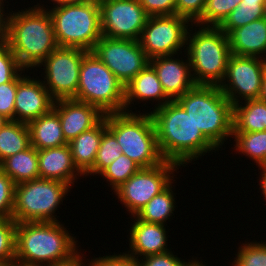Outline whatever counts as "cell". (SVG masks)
I'll return each mask as SVG.
<instances>
[{
  "label": "cell",
  "mask_w": 266,
  "mask_h": 266,
  "mask_svg": "<svg viewBox=\"0 0 266 266\" xmlns=\"http://www.w3.org/2000/svg\"><path fill=\"white\" fill-rule=\"evenodd\" d=\"M245 2H266V0H242Z\"/></svg>",
  "instance_id": "51"
},
{
  "label": "cell",
  "mask_w": 266,
  "mask_h": 266,
  "mask_svg": "<svg viewBox=\"0 0 266 266\" xmlns=\"http://www.w3.org/2000/svg\"><path fill=\"white\" fill-rule=\"evenodd\" d=\"M191 28L193 24L178 15L149 16L139 42L150 59L178 53L180 55L186 47L187 32Z\"/></svg>",
  "instance_id": "13"
},
{
  "label": "cell",
  "mask_w": 266,
  "mask_h": 266,
  "mask_svg": "<svg viewBox=\"0 0 266 266\" xmlns=\"http://www.w3.org/2000/svg\"><path fill=\"white\" fill-rule=\"evenodd\" d=\"M140 169L138 164L123 154L104 169L99 176L101 175L106 182L108 181L110 183L108 186L110 185L111 189L115 191Z\"/></svg>",
  "instance_id": "33"
},
{
  "label": "cell",
  "mask_w": 266,
  "mask_h": 266,
  "mask_svg": "<svg viewBox=\"0 0 266 266\" xmlns=\"http://www.w3.org/2000/svg\"><path fill=\"white\" fill-rule=\"evenodd\" d=\"M259 99L266 102V72L263 76L262 79V84H261V91H260V95H259Z\"/></svg>",
  "instance_id": "46"
},
{
  "label": "cell",
  "mask_w": 266,
  "mask_h": 266,
  "mask_svg": "<svg viewBox=\"0 0 266 266\" xmlns=\"http://www.w3.org/2000/svg\"><path fill=\"white\" fill-rule=\"evenodd\" d=\"M40 4L37 2V5L25 10L9 12L1 35V40L26 71L38 68L58 47L51 15L47 6Z\"/></svg>",
  "instance_id": "1"
},
{
  "label": "cell",
  "mask_w": 266,
  "mask_h": 266,
  "mask_svg": "<svg viewBox=\"0 0 266 266\" xmlns=\"http://www.w3.org/2000/svg\"><path fill=\"white\" fill-rule=\"evenodd\" d=\"M176 101L191 117L195 127L222 151V145L227 138H232L233 105L219 86L196 85Z\"/></svg>",
  "instance_id": "4"
},
{
  "label": "cell",
  "mask_w": 266,
  "mask_h": 266,
  "mask_svg": "<svg viewBox=\"0 0 266 266\" xmlns=\"http://www.w3.org/2000/svg\"><path fill=\"white\" fill-rule=\"evenodd\" d=\"M207 0H176L175 15L194 24L202 15Z\"/></svg>",
  "instance_id": "39"
},
{
  "label": "cell",
  "mask_w": 266,
  "mask_h": 266,
  "mask_svg": "<svg viewBox=\"0 0 266 266\" xmlns=\"http://www.w3.org/2000/svg\"><path fill=\"white\" fill-rule=\"evenodd\" d=\"M72 187L51 179H34L15 185L12 218L19 222H58L55 212Z\"/></svg>",
  "instance_id": "9"
},
{
  "label": "cell",
  "mask_w": 266,
  "mask_h": 266,
  "mask_svg": "<svg viewBox=\"0 0 266 266\" xmlns=\"http://www.w3.org/2000/svg\"><path fill=\"white\" fill-rule=\"evenodd\" d=\"M139 266H184L186 261L174 255L172 250L137 259Z\"/></svg>",
  "instance_id": "41"
},
{
  "label": "cell",
  "mask_w": 266,
  "mask_h": 266,
  "mask_svg": "<svg viewBox=\"0 0 266 266\" xmlns=\"http://www.w3.org/2000/svg\"><path fill=\"white\" fill-rule=\"evenodd\" d=\"M91 266H139L137 259L129 256L126 252L114 255H106L103 257L91 258Z\"/></svg>",
  "instance_id": "42"
},
{
  "label": "cell",
  "mask_w": 266,
  "mask_h": 266,
  "mask_svg": "<svg viewBox=\"0 0 266 266\" xmlns=\"http://www.w3.org/2000/svg\"><path fill=\"white\" fill-rule=\"evenodd\" d=\"M174 55L156 56L150 59V65L156 71L165 94L176 100L185 92L194 88L195 83L188 56L184 60ZM184 60V61H183Z\"/></svg>",
  "instance_id": "18"
},
{
  "label": "cell",
  "mask_w": 266,
  "mask_h": 266,
  "mask_svg": "<svg viewBox=\"0 0 266 266\" xmlns=\"http://www.w3.org/2000/svg\"><path fill=\"white\" fill-rule=\"evenodd\" d=\"M23 69L11 49L0 40V84L11 82Z\"/></svg>",
  "instance_id": "36"
},
{
  "label": "cell",
  "mask_w": 266,
  "mask_h": 266,
  "mask_svg": "<svg viewBox=\"0 0 266 266\" xmlns=\"http://www.w3.org/2000/svg\"><path fill=\"white\" fill-rule=\"evenodd\" d=\"M107 129L106 114L93 128L82 132L68 145L77 169L85 176L94 166L103 132Z\"/></svg>",
  "instance_id": "23"
},
{
  "label": "cell",
  "mask_w": 266,
  "mask_h": 266,
  "mask_svg": "<svg viewBox=\"0 0 266 266\" xmlns=\"http://www.w3.org/2000/svg\"><path fill=\"white\" fill-rule=\"evenodd\" d=\"M257 131H266V102L258 98L233 105V133Z\"/></svg>",
  "instance_id": "25"
},
{
  "label": "cell",
  "mask_w": 266,
  "mask_h": 266,
  "mask_svg": "<svg viewBox=\"0 0 266 266\" xmlns=\"http://www.w3.org/2000/svg\"><path fill=\"white\" fill-rule=\"evenodd\" d=\"M37 153L39 178L58 180L72 187L78 177L84 176L75 166L68 144L37 150Z\"/></svg>",
  "instance_id": "20"
},
{
  "label": "cell",
  "mask_w": 266,
  "mask_h": 266,
  "mask_svg": "<svg viewBox=\"0 0 266 266\" xmlns=\"http://www.w3.org/2000/svg\"><path fill=\"white\" fill-rule=\"evenodd\" d=\"M80 251H81V249L70 260L65 261V262H61V263H56V264L51 265V266H87V265L91 266V262L89 261L90 259H87L88 260L87 264H86V262H83V260L85 259V257H83V256H85V255L81 254Z\"/></svg>",
  "instance_id": "43"
},
{
  "label": "cell",
  "mask_w": 266,
  "mask_h": 266,
  "mask_svg": "<svg viewBox=\"0 0 266 266\" xmlns=\"http://www.w3.org/2000/svg\"><path fill=\"white\" fill-rule=\"evenodd\" d=\"M16 222L13 218L0 219V262L15 264Z\"/></svg>",
  "instance_id": "35"
},
{
  "label": "cell",
  "mask_w": 266,
  "mask_h": 266,
  "mask_svg": "<svg viewBox=\"0 0 266 266\" xmlns=\"http://www.w3.org/2000/svg\"><path fill=\"white\" fill-rule=\"evenodd\" d=\"M122 153L121 146L118 144L116 137L106 129L103 132L100 146L97 152L96 160L93 168L85 175L94 176L99 175L104 169H106L113 161L118 159Z\"/></svg>",
  "instance_id": "31"
},
{
  "label": "cell",
  "mask_w": 266,
  "mask_h": 266,
  "mask_svg": "<svg viewBox=\"0 0 266 266\" xmlns=\"http://www.w3.org/2000/svg\"><path fill=\"white\" fill-rule=\"evenodd\" d=\"M87 52L79 48L57 47L38 65L44 67L41 68L45 70L42 82L55 101L76 97L80 66Z\"/></svg>",
  "instance_id": "11"
},
{
  "label": "cell",
  "mask_w": 266,
  "mask_h": 266,
  "mask_svg": "<svg viewBox=\"0 0 266 266\" xmlns=\"http://www.w3.org/2000/svg\"><path fill=\"white\" fill-rule=\"evenodd\" d=\"M232 136L238 154L251 158L258 167L266 165V131L232 133Z\"/></svg>",
  "instance_id": "29"
},
{
  "label": "cell",
  "mask_w": 266,
  "mask_h": 266,
  "mask_svg": "<svg viewBox=\"0 0 266 266\" xmlns=\"http://www.w3.org/2000/svg\"><path fill=\"white\" fill-rule=\"evenodd\" d=\"M227 37L231 54L266 60V20L263 17L232 29Z\"/></svg>",
  "instance_id": "22"
},
{
  "label": "cell",
  "mask_w": 266,
  "mask_h": 266,
  "mask_svg": "<svg viewBox=\"0 0 266 266\" xmlns=\"http://www.w3.org/2000/svg\"><path fill=\"white\" fill-rule=\"evenodd\" d=\"M242 0H207L201 17L194 26L219 27Z\"/></svg>",
  "instance_id": "32"
},
{
  "label": "cell",
  "mask_w": 266,
  "mask_h": 266,
  "mask_svg": "<svg viewBox=\"0 0 266 266\" xmlns=\"http://www.w3.org/2000/svg\"><path fill=\"white\" fill-rule=\"evenodd\" d=\"M179 168L178 164L170 161L151 168H141L113 192L126 211L135 216L155 195L176 181L173 180L176 176L174 173Z\"/></svg>",
  "instance_id": "10"
},
{
  "label": "cell",
  "mask_w": 266,
  "mask_h": 266,
  "mask_svg": "<svg viewBox=\"0 0 266 266\" xmlns=\"http://www.w3.org/2000/svg\"><path fill=\"white\" fill-rule=\"evenodd\" d=\"M265 2H245L241 1L219 26L226 34L232 29L242 27L252 21L263 17V9Z\"/></svg>",
  "instance_id": "30"
},
{
  "label": "cell",
  "mask_w": 266,
  "mask_h": 266,
  "mask_svg": "<svg viewBox=\"0 0 266 266\" xmlns=\"http://www.w3.org/2000/svg\"><path fill=\"white\" fill-rule=\"evenodd\" d=\"M53 110L60 118L63 135L68 143L96 126L105 116L98 107L75 99L56 100Z\"/></svg>",
  "instance_id": "17"
},
{
  "label": "cell",
  "mask_w": 266,
  "mask_h": 266,
  "mask_svg": "<svg viewBox=\"0 0 266 266\" xmlns=\"http://www.w3.org/2000/svg\"><path fill=\"white\" fill-rule=\"evenodd\" d=\"M260 169L261 172L260 173V178L258 179L260 182L258 185H260V188H261V196L263 194V198L265 199L266 201V166H262V167H259L258 170ZM261 183V184H260ZM266 203V202H265Z\"/></svg>",
  "instance_id": "44"
},
{
  "label": "cell",
  "mask_w": 266,
  "mask_h": 266,
  "mask_svg": "<svg viewBox=\"0 0 266 266\" xmlns=\"http://www.w3.org/2000/svg\"><path fill=\"white\" fill-rule=\"evenodd\" d=\"M98 107L104 114L124 112L125 86L92 51L82 59L74 98Z\"/></svg>",
  "instance_id": "8"
},
{
  "label": "cell",
  "mask_w": 266,
  "mask_h": 266,
  "mask_svg": "<svg viewBox=\"0 0 266 266\" xmlns=\"http://www.w3.org/2000/svg\"><path fill=\"white\" fill-rule=\"evenodd\" d=\"M8 121L2 114H0V129L4 126V124Z\"/></svg>",
  "instance_id": "49"
},
{
  "label": "cell",
  "mask_w": 266,
  "mask_h": 266,
  "mask_svg": "<svg viewBox=\"0 0 266 266\" xmlns=\"http://www.w3.org/2000/svg\"><path fill=\"white\" fill-rule=\"evenodd\" d=\"M27 125L30 131V145L36 150L68 144L63 135L60 118L53 109Z\"/></svg>",
  "instance_id": "24"
},
{
  "label": "cell",
  "mask_w": 266,
  "mask_h": 266,
  "mask_svg": "<svg viewBox=\"0 0 266 266\" xmlns=\"http://www.w3.org/2000/svg\"><path fill=\"white\" fill-rule=\"evenodd\" d=\"M195 27H199V30L188 29L184 57L187 55L189 58L192 76L197 85L219 86L225 78L231 56L227 34L219 27Z\"/></svg>",
  "instance_id": "6"
},
{
  "label": "cell",
  "mask_w": 266,
  "mask_h": 266,
  "mask_svg": "<svg viewBox=\"0 0 266 266\" xmlns=\"http://www.w3.org/2000/svg\"><path fill=\"white\" fill-rule=\"evenodd\" d=\"M102 36L139 41L148 15L139 0H98Z\"/></svg>",
  "instance_id": "15"
},
{
  "label": "cell",
  "mask_w": 266,
  "mask_h": 266,
  "mask_svg": "<svg viewBox=\"0 0 266 266\" xmlns=\"http://www.w3.org/2000/svg\"><path fill=\"white\" fill-rule=\"evenodd\" d=\"M53 3V6L55 5H61V0H50Z\"/></svg>",
  "instance_id": "50"
},
{
  "label": "cell",
  "mask_w": 266,
  "mask_h": 266,
  "mask_svg": "<svg viewBox=\"0 0 266 266\" xmlns=\"http://www.w3.org/2000/svg\"><path fill=\"white\" fill-rule=\"evenodd\" d=\"M15 185L0 169V219L12 218Z\"/></svg>",
  "instance_id": "37"
},
{
  "label": "cell",
  "mask_w": 266,
  "mask_h": 266,
  "mask_svg": "<svg viewBox=\"0 0 266 266\" xmlns=\"http://www.w3.org/2000/svg\"><path fill=\"white\" fill-rule=\"evenodd\" d=\"M149 112L155 125L158 147L165 161L185 167L207 152L218 150L195 127L191 117L176 100Z\"/></svg>",
  "instance_id": "2"
},
{
  "label": "cell",
  "mask_w": 266,
  "mask_h": 266,
  "mask_svg": "<svg viewBox=\"0 0 266 266\" xmlns=\"http://www.w3.org/2000/svg\"><path fill=\"white\" fill-rule=\"evenodd\" d=\"M92 52L126 86L150 64V58L137 40L101 37Z\"/></svg>",
  "instance_id": "12"
},
{
  "label": "cell",
  "mask_w": 266,
  "mask_h": 266,
  "mask_svg": "<svg viewBox=\"0 0 266 266\" xmlns=\"http://www.w3.org/2000/svg\"><path fill=\"white\" fill-rule=\"evenodd\" d=\"M238 249L232 266H266V242L245 241Z\"/></svg>",
  "instance_id": "34"
},
{
  "label": "cell",
  "mask_w": 266,
  "mask_h": 266,
  "mask_svg": "<svg viewBox=\"0 0 266 266\" xmlns=\"http://www.w3.org/2000/svg\"><path fill=\"white\" fill-rule=\"evenodd\" d=\"M51 15L58 47L92 51L102 37L98 0L47 8Z\"/></svg>",
  "instance_id": "7"
},
{
  "label": "cell",
  "mask_w": 266,
  "mask_h": 266,
  "mask_svg": "<svg viewBox=\"0 0 266 266\" xmlns=\"http://www.w3.org/2000/svg\"><path fill=\"white\" fill-rule=\"evenodd\" d=\"M184 266H207L206 264H203L202 260L199 261L197 258H193L189 262H186Z\"/></svg>",
  "instance_id": "47"
},
{
  "label": "cell",
  "mask_w": 266,
  "mask_h": 266,
  "mask_svg": "<svg viewBox=\"0 0 266 266\" xmlns=\"http://www.w3.org/2000/svg\"><path fill=\"white\" fill-rule=\"evenodd\" d=\"M75 239L60 221L16 223L15 264L51 266L68 261L79 252Z\"/></svg>",
  "instance_id": "3"
},
{
  "label": "cell",
  "mask_w": 266,
  "mask_h": 266,
  "mask_svg": "<svg viewBox=\"0 0 266 266\" xmlns=\"http://www.w3.org/2000/svg\"><path fill=\"white\" fill-rule=\"evenodd\" d=\"M106 114L107 129L116 137L122 153L141 168H151L165 161L158 147L155 125L150 112Z\"/></svg>",
  "instance_id": "5"
},
{
  "label": "cell",
  "mask_w": 266,
  "mask_h": 266,
  "mask_svg": "<svg viewBox=\"0 0 266 266\" xmlns=\"http://www.w3.org/2000/svg\"><path fill=\"white\" fill-rule=\"evenodd\" d=\"M90 0H61V5L63 4H76V3H84Z\"/></svg>",
  "instance_id": "48"
},
{
  "label": "cell",
  "mask_w": 266,
  "mask_h": 266,
  "mask_svg": "<svg viewBox=\"0 0 266 266\" xmlns=\"http://www.w3.org/2000/svg\"><path fill=\"white\" fill-rule=\"evenodd\" d=\"M17 85L18 75L11 82L0 84V114L8 120H14Z\"/></svg>",
  "instance_id": "38"
},
{
  "label": "cell",
  "mask_w": 266,
  "mask_h": 266,
  "mask_svg": "<svg viewBox=\"0 0 266 266\" xmlns=\"http://www.w3.org/2000/svg\"><path fill=\"white\" fill-rule=\"evenodd\" d=\"M0 169L15 183L19 184L39 178L38 153L33 146L0 163Z\"/></svg>",
  "instance_id": "26"
},
{
  "label": "cell",
  "mask_w": 266,
  "mask_h": 266,
  "mask_svg": "<svg viewBox=\"0 0 266 266\" xmlns=\"http://www.w3.org/2000/svg\"><path fill=\"white\" fill-rule=\"evenodd\" d=\"M133 223L129 229V251L126 253L135 259L155 254L166 253L167 232L165 225L149 223L139 220L136 216H131ZM140 257V258H139Z\"/></svg>",
  "instance_id": "19"
},
{
  "label": "cell",
  "mask_w": 266,
  "mask_h": 266,
  "mask_svg": "<svg viewBox=\"0 0 266 266\" xmlns=\"http://www.w3.org/2000/svg\"><path fill=\"white\" fill-rule=\"evenodd\" d=\"M142 101H157L158 104L151 109L163 106L171 101L165 94L162 84L160 83L156 71L149 64L145 69L140 71L126 86H125V101L124 111L132 112L131 104ZM129 108V109H128Z\"/></svg>",
  "instance_id": "21"
},
{
  "label": "cell",
  "mask_w": 266,
  "mask_h": 266,
  "mask_svg": "<svg viewBox=\"0 0 266 266\" xmlns=\"http://www.w3.org/2000/svg\"><path fill=\"white\" fill-rule=\"evenodd\" d=\"M265 72V59L231 54L219 88L232 105L258 99Z\"/></svg>",
  "instance_id": "14"
},
{
  "label": "cell",
  "mask_w": 266,
  "mask_h": 266,
  "mask_svg": "<svg viewBox=\"0 0 266 266\" xmlns=\"http://www.w3.org/2000/svg\"><path fill=\"white\" fill-rule=\"evenodd\" d=\"M22 73H25V69L18 74L14 121L28 124L49 113L53 109L55 100L39 77L34 79Z\"/></svg>",
  "instance_id": "16"
},
{
  "label": "cell",
  "mask_w": 266,
  "mask_h": 266,
  "mask_svg": "<svg viewBox=\"0 0 266 266\" xmlns=\"http://www.w3.org/2000/svg\"><path fill=\"white\" fill-rule=\"evenodd\" d=\"M172 183L161 193L155 195L135 216L145 222L166 224L175 210L176 201Z\"/></svg>",
  "instance_id": "28"
},
{
  "label": "cell",
  "mask_w": 266,
  "mask_h": 266,
  "mask_svg": "<svg viewBox=\"0 0 266 266\" xmlns=\"http://www.w3.org/2000/svg\"><path fill=\"white\" fill-rule=\"evenodd\" d=\"M13 264H9V263H1L0 262V266H12Z\"/></svg>",
  "instance_id": "53"
},
{
  "label": "cell",
  "mask_w": 266,
  "mask_h": 266,
  "mask_svg": "<svg viewBox=\"0 0 266 266\" xmlns=\"http://www.w3.org/2000/svg\"><path fill=\"white\" fill-rule=\"evenodd\" d=\"M263 18L266 20V2L264 3Z\"/></svg>",
  "instance_id": "52"
},
{
  "label": "cell",
  "mask_w": 266,
  "mask_h": 266,
  "mask_svg": "<svg viewBox=\"0 0 266 266\" xmlns=\"http://www.w3.org/2000/svg\"><path fill=\"white\" fill-rule=\"evenodd\" d=\"M148 16L175 15L176 0H139Z\"/></svg>",
  "instance_id": "40"
},
{
  "label": "cell",
  "mask_w": 266,
  "mask_h": 266,
  "mask_svg": "<svg viewBox=\"0 0 266 266\" xmlns=\"http://www.w3.org/2000/svg\"><path fill=\"white\" fill-rule=\"evenodd\" d=\"M4 1H6V0H0V35H2V33L4 31L6 19H7V14H8L7 12L5 13Z\"/></svg>",
  "instance_id": "45"
},
{
  "label": "cell",
  "mask_w": 266,
  "mask_h": 266,
  "mask_svg": "<svg viewBox=\"0 0 266 266\" xmlns=\"http://www.w3.org/2000/svg\"><path fill=\"white\" fill-rule=\"evenodd\" d=\"M30 146V131L26 123L8 120L0 129V163Z\"/></svg>",
  "instance_id": "27"
}]
</instances>
